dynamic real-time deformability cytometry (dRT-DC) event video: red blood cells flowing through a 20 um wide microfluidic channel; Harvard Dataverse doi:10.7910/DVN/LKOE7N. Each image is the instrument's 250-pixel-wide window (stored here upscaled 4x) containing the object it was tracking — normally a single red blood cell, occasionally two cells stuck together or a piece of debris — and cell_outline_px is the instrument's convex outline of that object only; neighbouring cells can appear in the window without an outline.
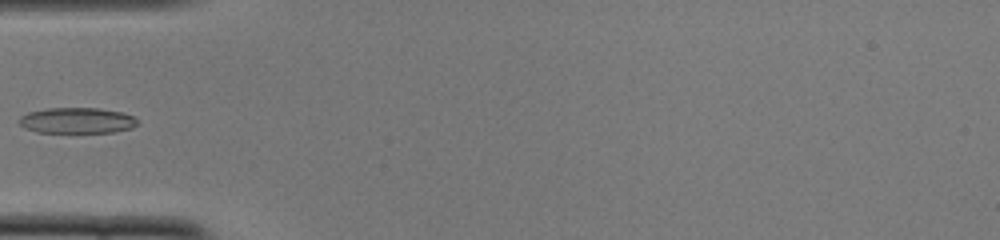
{"species": "common noctule bat (a hibernating species)", "species_latin": "Nyctalus noctula", "temperature_condition": "cold", "stored_images_in_passage": 35, "camera_frame_rate_fps": 3000, "um_per_image_px": 0.085, "animal": {"sex": "female", "body_mass_g": 22.0, "forearm_length_mm": 56.7}, "frame": {"image": 1, "passage_image": 1, "time_ms": 0.0, "image_size_px": [1000, 240], "cell_outline_px": [[136, 124], [132, 128], [112, 132], [36, 132], [24, 128], [20, 124], [20, 116], [28, 112], [48, 108], [100, 108], [120, 112], [132, 116], [136, 120]], "centroid_in_image_um": [6.51, 10.24], "position_along_channel_um": 78.5, "area_um2": 17.57}}
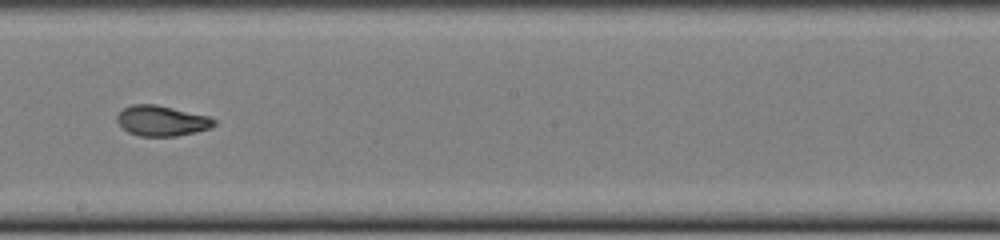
{"frame": {"image": 2, "passage_image": 13, "time_ms": 4.0, "image_size_px": [1000, 240], "cell_outline_px": [[216, 124], [212, 128], [196, 132], [176, 136], [140, 136], [128, 132], [116, 120], [116, 116], [124, 108], [132, 104], [156, 104], [208, 116], [216, 120]], "centroid_in_image_um": [13.77, 10.27], "position_along_channel_um": 234.4, "area_um2": 17.17}}
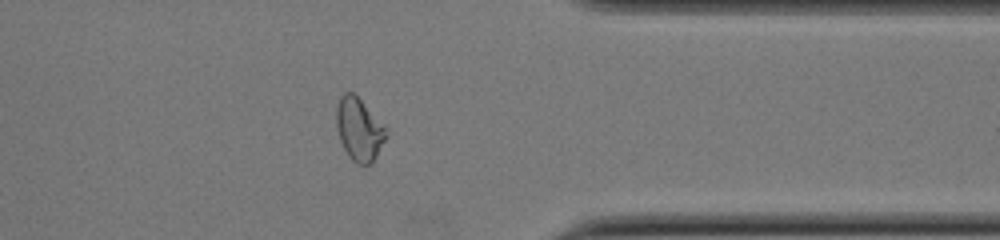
{"frame": {"image": 3, "passage_image": 25, "time_ms": 8.0, "image_size_px": [1000, 240], "cell_outline_px": [[388, 136], [372, 164], [356, 164], [348, 156], [340, 140], [336, 128], [336, 108], [340, 96], [344, 92], [352, 92], [384, 124]], "centroid_in_image_um": [30.52, 11.01], "position_along_channel_um": 380.9, "area_um2": 18.26}}